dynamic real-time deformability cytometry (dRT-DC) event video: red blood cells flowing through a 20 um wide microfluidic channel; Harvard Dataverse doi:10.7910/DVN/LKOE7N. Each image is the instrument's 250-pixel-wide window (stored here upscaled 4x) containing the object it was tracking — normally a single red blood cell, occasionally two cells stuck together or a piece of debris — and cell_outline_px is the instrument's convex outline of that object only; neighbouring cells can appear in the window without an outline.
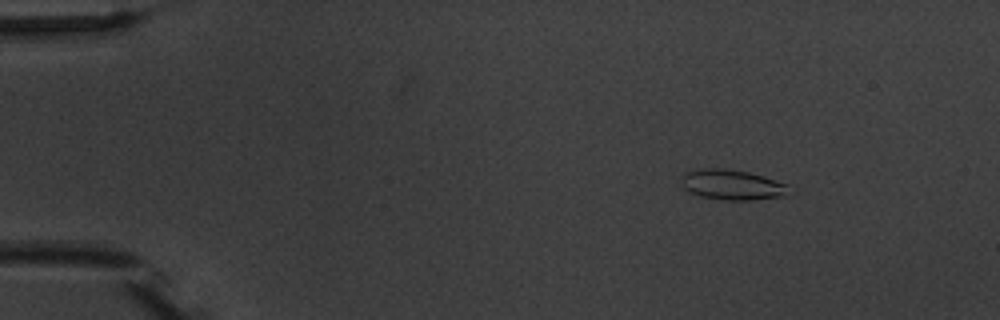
{"species": "common noctule bat (a hibernating species)", "species_latin": "Nyctalus noctula", "temperature_condition": "warm", "stored_images_in_passage": 8, "camera_frame_rate_fps": 3000, "um_per_image_px": 0.085, "animal": {"sex": "male", "body_mass_g": 20.1, "forearm_length_mm": 53.5}, "frame": {"image": 1, "passage_image": 3, "time_ms": 2.333, "image_size_px": [1000, 320], "cell_outline_px": [[796, 192], [792, 196], [752, 200], [724, 200], [700, 196], [688, 192], [684, 188], [684, 172], [704, 168], [724, 168], [748, 172], [764, 176], [788, 184]], "centroid_in_image_um": [62.39, 15.73], "position_along_channel_um": 22.6, "area_um2": 19.42}}
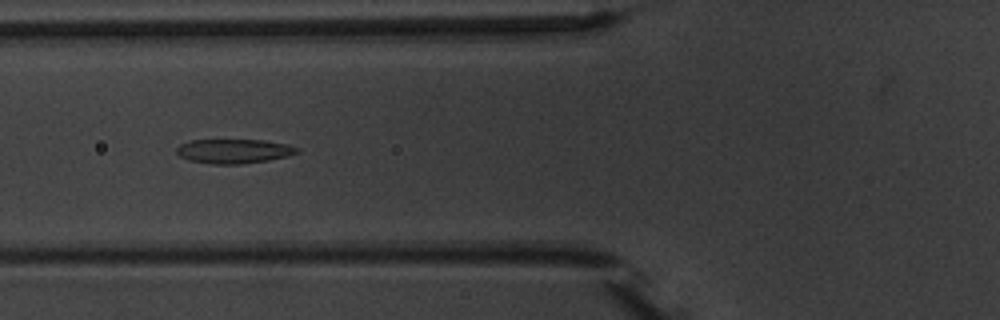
{"frame": {"image": 2, "passage_image": 7, "time_ms": 7.0, "image_size_px": [1000, 320], "cell_outline_px": [[300, 152], [288, 156], [268, 160], [240, 164], [208, 164], [188, 160], [180, 156], [176, 152], [176, 148], [180, 144], [192, 140], [264, 140], [288, 144], [300, 148]], "centroid_in_image_um": [19.89, 12.85], "position_along_channel_um": 105.9, "area_um2": 17.22}}
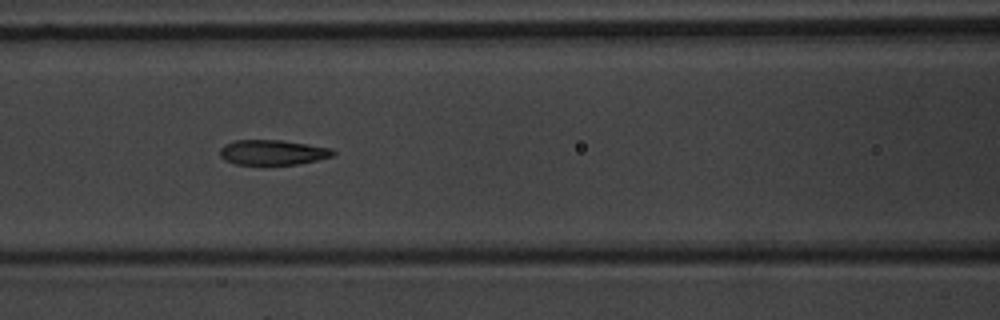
{"frame": {"image": 3, "passage_image": 8, "time_ms": 8.0, "image_size_px": [1000, 320], "cell_outline_px": [[336, 152], [332, 156], [316, 160], [296, 164], [236, 164], [224, 160], [220, 156], [220, 148], [224, 144], [236, 140], [280, 140], [332, 148]], "centroid_in_image_um": [23.15, 12.94], "position_along_channel_um": 143.4, "area_um2": 16.36}}